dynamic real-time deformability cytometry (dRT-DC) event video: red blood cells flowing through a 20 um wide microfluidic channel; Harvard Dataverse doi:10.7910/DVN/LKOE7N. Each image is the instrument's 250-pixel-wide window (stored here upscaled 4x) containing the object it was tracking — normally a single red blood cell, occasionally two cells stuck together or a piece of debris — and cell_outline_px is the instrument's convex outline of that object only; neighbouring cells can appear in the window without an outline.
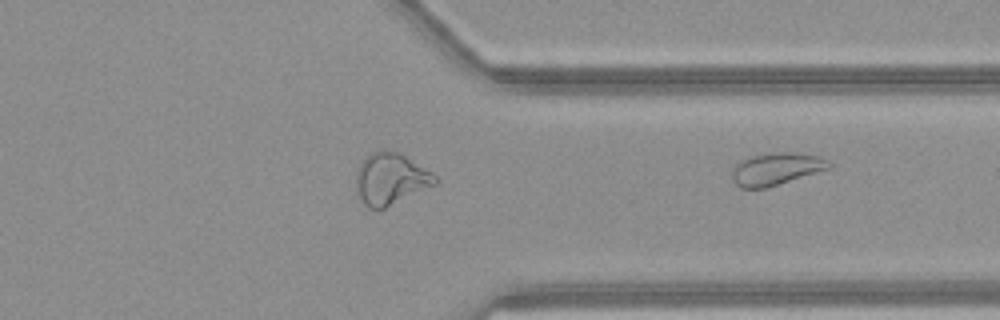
{"species": "common noctule bat (a hibernating species)", "species_latin": "Nyctalus noctula", "temperature_condition": "warm", "stored_images_in_passage": 41, "camera_frame_rate_fps": 3000, "um_per_image_px": 0.085, "animal": {"sex": "female", "body_mass_g": 21.9}, "frame": {"image": 1, "passage_image": 41, "time_ms": 13.333, "image_size_px": [1000, 320], "cell_outline_px": [[832, 168], [764, 188], [740, 188], [732, 180], [732, 172], [736, 164], [740, 160], [752, 156], [776, 152], [796, 152], [820, 156], [828, 160], [832, 164]], "centroid_in_image_um": [66.0, 14.34], "position_along_channel_um": 345.4, "area_um2": 18.26}}